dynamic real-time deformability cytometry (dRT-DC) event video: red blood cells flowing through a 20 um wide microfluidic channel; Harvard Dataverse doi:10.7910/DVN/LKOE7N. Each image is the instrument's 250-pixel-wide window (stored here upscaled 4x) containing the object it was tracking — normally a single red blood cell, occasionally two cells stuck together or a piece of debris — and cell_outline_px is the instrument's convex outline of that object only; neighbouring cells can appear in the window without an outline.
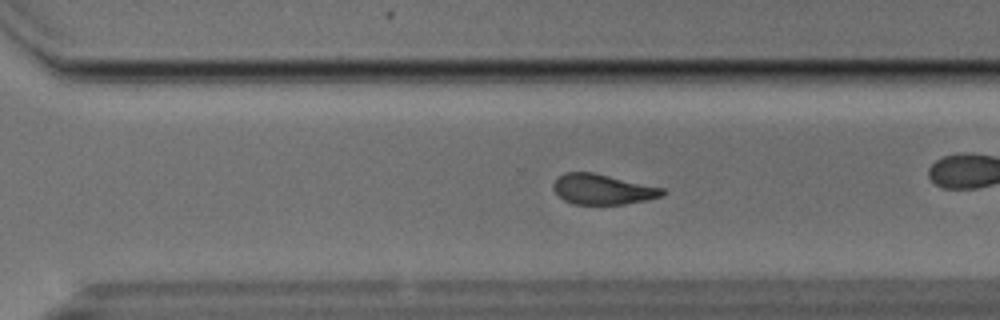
{"species": "Egyptian fruit bat (a non-hibernating species)", "species_latin": "Rousettus aegyptiacus", "temperature_condition": "cold", "stored_images_in_passage": 42, "camera_frame_rate_fps": 3000, "um_per_image_px": 0.085, "animal": {"sex": "male"}, "frame": {"image": 1, "passage_image": 24, "time_ms": 7.667, "image_size_px": [1000, 320], "cell_outline_px": [[664, 192], [660, 196], [644, 200], [624, 204], [572, 204], [564, 200], [552, 188], [552, 184], [564, 172], [592, 172], [664, 188]], "centroid_in_image_um": [51.18, 16.09], "position_along_channel_um": 319.4, "area_um2": 18.96}, "authors_computed_cell_mechanics": {"area_um2": 20.2878, "velocity_mm_per_s": 3.7391, "shape_relaxation_time_tau1_ms": 3.0101, "shape_relaxation_time_tau2_ms": 2.3418, "deformation_change_tau1": 0.1257, "deformation_change_tau2": 0.0979}}